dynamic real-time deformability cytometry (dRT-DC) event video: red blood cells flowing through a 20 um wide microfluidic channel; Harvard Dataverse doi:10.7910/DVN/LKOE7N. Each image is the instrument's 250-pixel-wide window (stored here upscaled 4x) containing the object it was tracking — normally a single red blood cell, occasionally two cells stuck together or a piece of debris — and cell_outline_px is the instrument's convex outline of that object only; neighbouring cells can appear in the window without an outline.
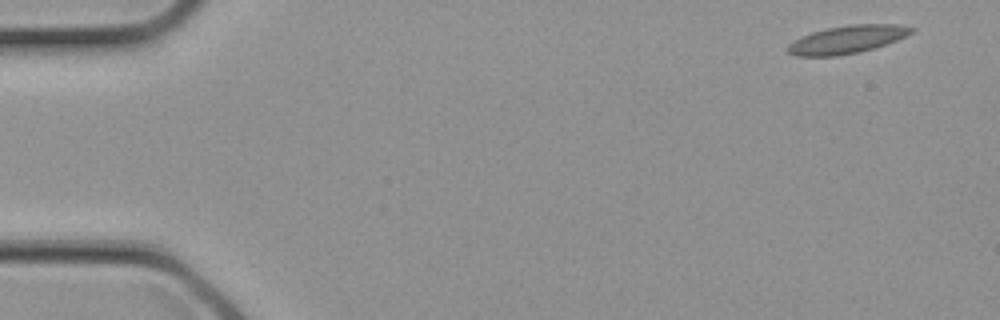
{"species": "common noctule bat (a hibernating species)", "species_latin": "Nyctalus noctula", "temperature_condition": "cold", "stored_images_in_passage": 3, "camera_frame_rate_fps": 3000, "um_per_image_px": 0.085, "animal": {"sex": "female", "body_mass_g": 21.9}, "frame": {"image": 1, "passage_image": 1, "time_ms": 0.0, "image_size_px": [1000, 320], "cell_outline_px": [[916, 28], [908, 36], [860, 52], [836, 56], [796, 56], [788, 52], [788, 44], [800, 36], [812, 32], [828, 28], [852, 24], [900, 24]], "centroid_in_image_um": [72.01, 3.35], "position_along_channel_um": 13.0, "area_um2": 20.06}}